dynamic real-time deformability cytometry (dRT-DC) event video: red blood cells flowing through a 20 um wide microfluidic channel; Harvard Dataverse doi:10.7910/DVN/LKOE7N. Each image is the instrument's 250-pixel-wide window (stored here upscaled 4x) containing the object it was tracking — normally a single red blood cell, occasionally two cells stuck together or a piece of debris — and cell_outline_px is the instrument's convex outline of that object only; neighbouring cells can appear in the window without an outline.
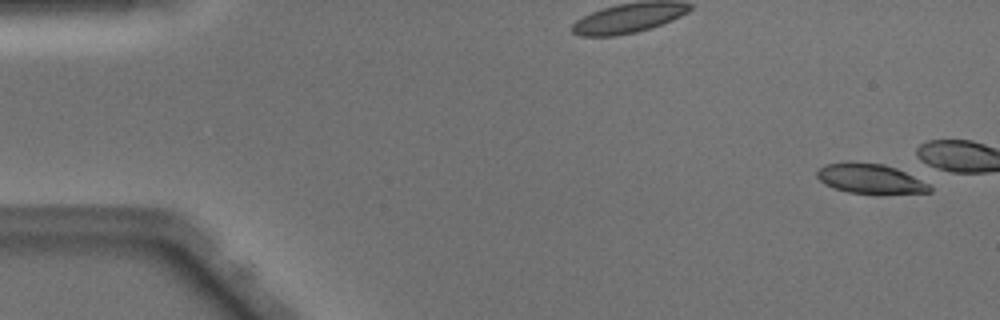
{"species": "Egyptian fruit bat (a non-hibernating species)", "species_latin": "Rousettus aegyptiacus", "temperature_condition": "warm", "stored_images_in_passage": 8, "camera_frame_rate_fps": 3000, "um_per_image_px": 0.085, "animal": {"sex": "male"}, "frame": {"image": 1, "passage_image": 3, "time_ms": 0.667, "image_size_px": [1000, 320], "cell_outline_px": [[932, 192], [848, 192], [824, 184], [816, 176], [816, 168], [824, 164], [848, 160], [884, 164], [896, 168], [928, 184], [932, 188]], "centroid_in_image_um": [73.85, 15.12], "position_along_channel_um": 11.2, "area_um2": 19.25}}